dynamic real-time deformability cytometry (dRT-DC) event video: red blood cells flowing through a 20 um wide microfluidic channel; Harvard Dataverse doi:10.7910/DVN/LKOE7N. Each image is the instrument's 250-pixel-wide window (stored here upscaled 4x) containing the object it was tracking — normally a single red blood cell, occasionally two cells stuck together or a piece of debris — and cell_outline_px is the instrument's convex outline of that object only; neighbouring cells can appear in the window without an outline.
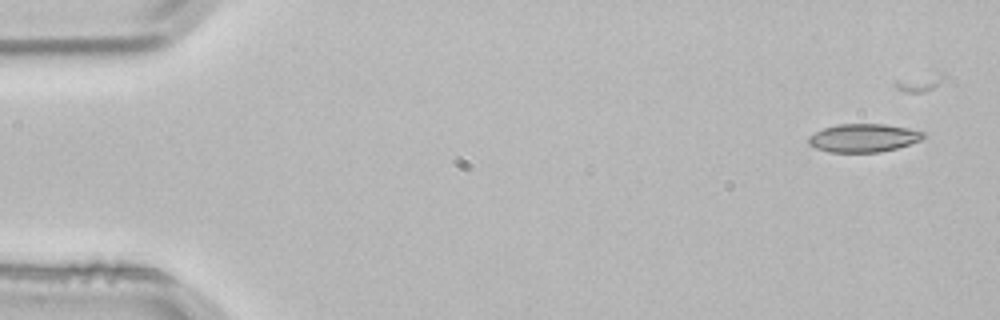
{"species": "common noctule bat (a hibernating species)", "species_latin": "Nyctalus noctula", "temperature_condition": "room temperature", "stored_images_in_passage": 3, "camera_frame_rate_fps": 3000, "um_per_image_px": 0.085, "animal": {"sex": "male", "body_mass_g": 21.5, "forearm_length_mm": 52.0}, "frame": {"image": 1, "passage_image": 1, "time_ms": 0.0, "image_size_px": [1000, 320], "cell_outline_px": [[928, 136], [920, 140], [896, 148], [880, 152], [828, 152], [816, 148], [808, 144], [808, 136], [824, 128], [836, 124], [884, 124], [908, 128], [924, 132]], "centroid_in_image_um": [73.39, 11.72], "position_along_channel_um": 11.6, "area_um2": 18.9}}
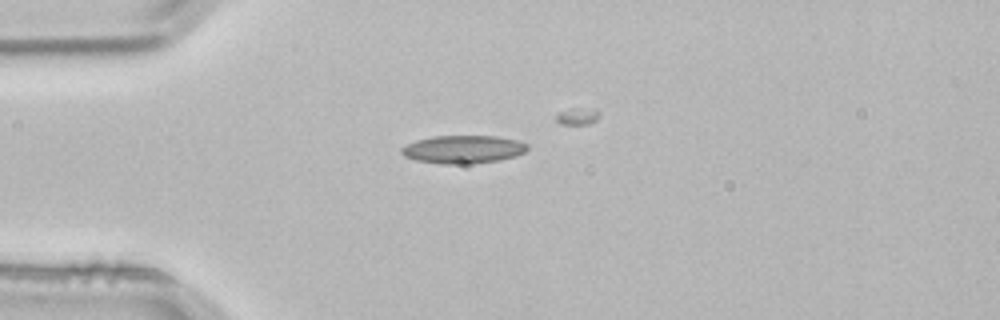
{"frame": {"image": 2, "passage_image": 3, "time_ms": 0.667, "image_size_px": [1000, 320], "cell_outline_px": [[528, 148], [524, 152], [516, 156], [500, 160], [472, 164], [444, 164], [416, 160], [404, 156], [400, 152], [400, 148], [416, 140], [432, 136], [496, 136], [516, 140], [528, 144]], "centroid_in_image_um": [39.36, 12.7], "position_along_channel_um": 45.6, "area_um2": 20.63}}